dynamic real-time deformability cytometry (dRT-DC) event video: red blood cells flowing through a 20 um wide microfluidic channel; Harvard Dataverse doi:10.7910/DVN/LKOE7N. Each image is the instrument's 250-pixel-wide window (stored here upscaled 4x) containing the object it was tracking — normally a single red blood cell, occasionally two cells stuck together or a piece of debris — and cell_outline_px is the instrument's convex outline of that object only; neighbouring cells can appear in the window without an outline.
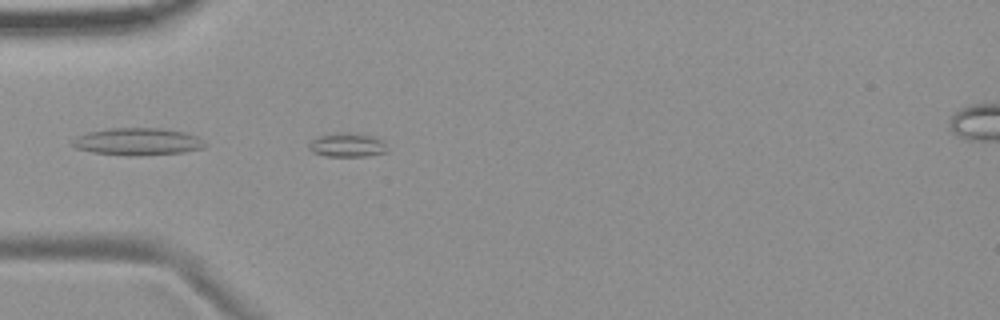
{"species": "common noctule bat (a hibernating species)", "species_latin": "Nyctalus noctula", "temperature_condition": "room temperature", "stored_images_in_passage": 5, "camera_frame_rate_fps": 3000, "um_per_image_px": 0.085, "animal": {"sex": "female", "body_mass_g": 19.9}, "frame": {"image": 1, "passage_image": 5, "time_ms": 4.667, "image_size_px": [1000, 320], "cell_outline_px": [[388, 152], [368, 156], [324, 156], [312, 152], [308, 148], [308, 144], [312, 140], [320, 136], [348, 132], [372, 136], [384, 140]], "centroid_in_image_um": [29.54, 12.34], "position_along_channel_um": 55.5, "area_um2": 10.92}}